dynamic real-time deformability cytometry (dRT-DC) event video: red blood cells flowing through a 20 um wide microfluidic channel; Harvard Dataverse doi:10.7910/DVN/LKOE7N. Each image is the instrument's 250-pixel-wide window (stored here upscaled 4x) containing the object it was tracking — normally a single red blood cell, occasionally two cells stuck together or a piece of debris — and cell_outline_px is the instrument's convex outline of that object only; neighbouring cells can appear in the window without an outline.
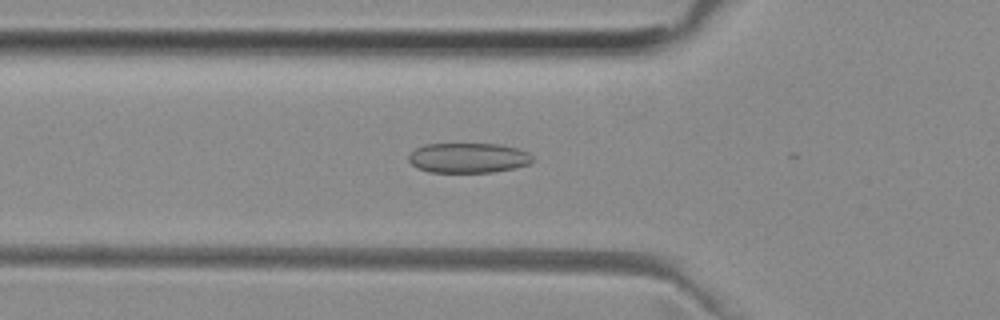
{"species": "common noctule bat (a hibernating species)", "species_latin": "Nyctalus noctula", "temperature_condition": "room temperature", "stored_images_in_passage": 14, "camera_frame_rate_fps": 3000, "um_per_image_px": 0.085, "animal": {"sex": "female", "body_mass_g": 29.2, "forearm_length_mm": 56.3}, "frame": {"image": 1, "passage_image": 2, "time_ms": 0.333, "image_size_px": [1000, 320], "cell_outline_px": [[532, 164], [516, 168], [492, 172], [428, 172], [416, 168], [408, 160], [408, 156], [416, 148], [424, 144], [500, 144], [516, 148], [528, 152], [532, 156]], "centroid_in_image_um": [39.81, 13.42], "position_along_channel_um": 86.0, "area_um2": 21.79}}
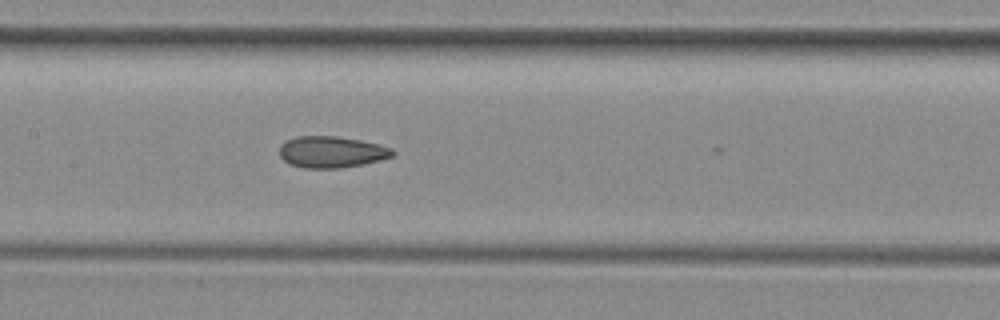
{"frame": {"image": 2, "passage_image": 9, "time_ms": 2.667, "image_size_px": [1000, 320], "cell_outline_px": [[396, 152], [392, 156], [380, 160], [364, 164], [340, 168], [304, 168], [292, 164], [284, 160], [280, 156], [280, 144], [296, 136], [336, 136], [360, 140], [380, 144], [392, 148]], "centroid_in_image_um": [28.21, 12.91], "position_along_channel_um": 179.2, "area_um2": 20.75}}
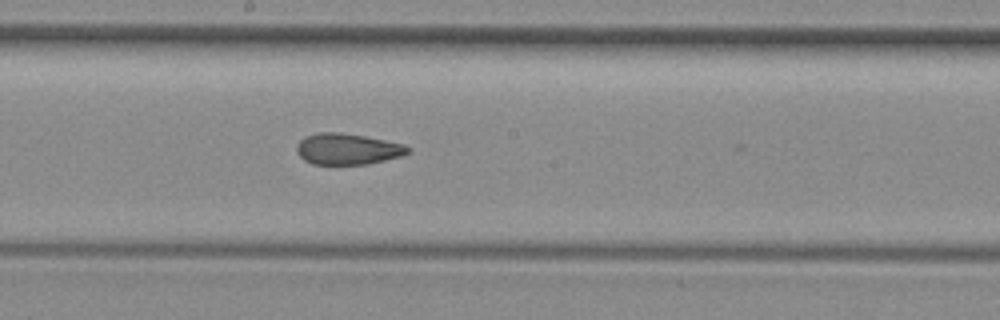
{"frame": {"image": 3, "passage_image": 12, "time_ms": 3.667, "image_size_px": [1000, 320], "cell_outline_px": [[408, 152], [400, 156], [368, 164], [312, 164], [304, 160], [296, 152], [296, 144], [304, 136], [320, 132], [336, 132], [364, 136], [404, 144], [408, 148]], "centroid_in_image_um": [29.47, 12.66], "position_along_channel_um": 218.7, "area_um2": 20.0}}